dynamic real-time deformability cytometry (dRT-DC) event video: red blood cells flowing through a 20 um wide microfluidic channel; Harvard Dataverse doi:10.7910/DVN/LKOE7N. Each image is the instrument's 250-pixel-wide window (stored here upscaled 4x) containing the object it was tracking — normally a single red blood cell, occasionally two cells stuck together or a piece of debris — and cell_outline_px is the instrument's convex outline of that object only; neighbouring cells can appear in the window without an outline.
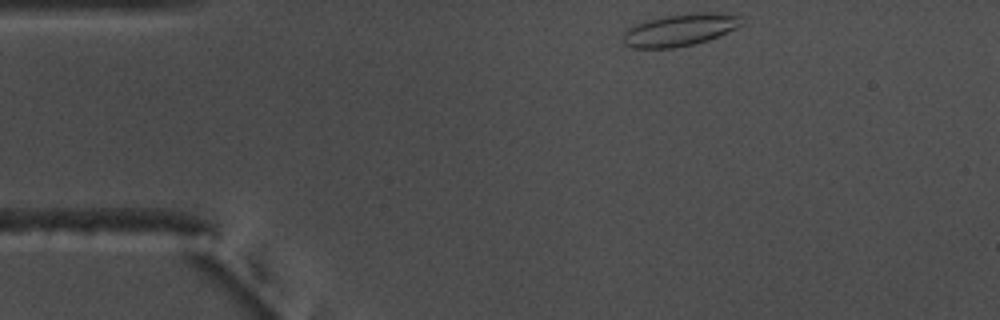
{"species": "common noctule bat (a hibernating species)", "species_latin": "Nyctalus noctula", "temperature_condition": "warm", "stored_images_in_passage": 22, "camera_frame_rate_fps": 3000, "um_per_image_px": 0.085, "animal": {"sex": "male", "body_mass_g": 17.5, "forearm_length_mm": 52.3}, "frame": {"image": 1, "passage_image": 1, "time_ms": 0.0, "image_size_px": [1000, 320], "cell_outline_px": [[744, 24], [728, 32], [708, 40], [676, 48], [632, 48], [624, 44], [624, 32], [628, 28], [636, 24], [648, 20], [664, 16], [700, 12], [708, 12], [744, 16]], "centroid_in_image_um": [57.84, 2.54], "position_along_channel_um": 27.2, "area_um2": 22.2}}
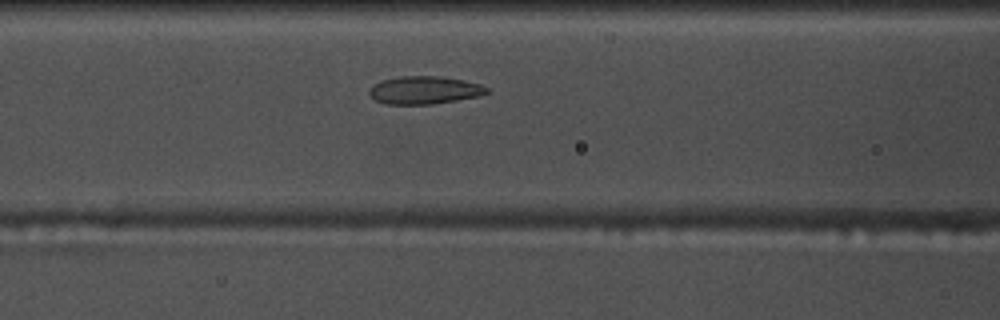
{"frame": {"image": 2, "passage_image": 14, "time_ms": 4.333, "image_size_px": [1000, 320], "cell_outline_px": [[492, 92], [480, 96], [432, 104], [388, 104], [376, 100], [368, 92], [368, 88], [372, 84], [380, 80], [404, 76], [444, 76], [464, 80], [480, 84], [488, 88]], "centroid_in_image_um": [36.1, 7.65], "position_along_channel_um": 130.5, "area_um2": 19.25}}
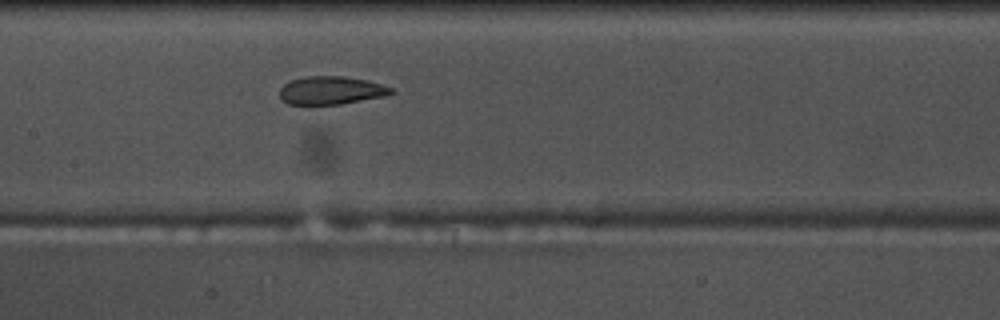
{"frame": {"image": 3, "passage_image": 18, "time_ms": 5.667, "image_size_px": [1000, 320], "cell_outline_px": [[396, 92], [384, 96], [340, 104], [288, 104], [280, 100], [280, 88], [284, 84], [292, 80], [304, 76], [344, 76], [368, 80], [392, 88]], "centroid_in_image_um": [28.13, 7.68], "position_along_channel_um": 179.3, "area_um2": 18.26}}